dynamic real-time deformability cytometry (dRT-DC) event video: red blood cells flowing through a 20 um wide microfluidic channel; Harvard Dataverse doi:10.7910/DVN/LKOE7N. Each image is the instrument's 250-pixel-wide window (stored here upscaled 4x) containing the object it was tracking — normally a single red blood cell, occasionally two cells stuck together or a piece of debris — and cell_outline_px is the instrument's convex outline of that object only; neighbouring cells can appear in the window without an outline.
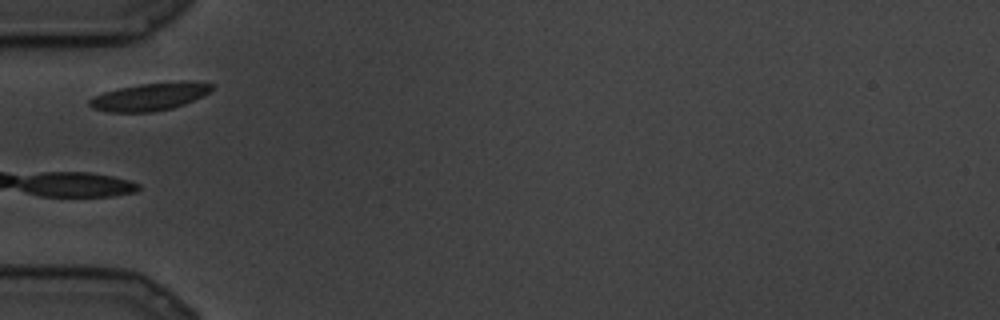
{"species": "common noctule bat (a hibernating species)", "species_latin": "Nyctalus noctula", "temperature_condition": "cold", "stored_images_in_passage": 11, "camera_frame_rate_fps": 3000, "um_per_image_px": 0.085, "animal": {"sex": "male", "body_mass_g": 19.5, "forearm_length_mm": 54.6}, "frame": {"image": 1, "passage_image": 1, "time_ms": 0.0, "image_size_px": [1000, 320], "cell_outline_px": [[212, 88], [204, 96], [184, 104], [172, 108], [152, 112], [112, 112], [92, 108], [88, 104], [88, 100], [92, 96], [104, 92], [120, 88], [140, 84], [212, 84]], "centroid_in_image_um": [12.59, 8.28], "position_along_channel_um": 72.4, "area_um2": 18.67}}